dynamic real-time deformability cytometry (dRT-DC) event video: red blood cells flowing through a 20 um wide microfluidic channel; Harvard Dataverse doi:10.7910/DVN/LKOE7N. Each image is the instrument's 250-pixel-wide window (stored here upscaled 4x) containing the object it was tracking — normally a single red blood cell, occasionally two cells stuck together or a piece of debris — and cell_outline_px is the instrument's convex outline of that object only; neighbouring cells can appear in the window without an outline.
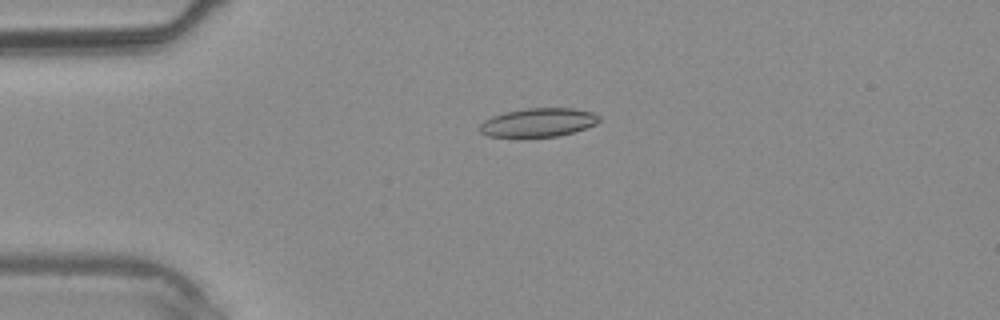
{"species": "common noctule bat (a hibernating species)", "species_latin": "Nyctalus noctula", "temperature_condition": "warm", "stored_images_in_passage": 38, "camera_frame_rate_fps": 3000, "um_per_image_px": 0.085, "animal": {"sex": "male", "body_mass_g": 20.4}, "frame": {"image": 1, "passage_image": 9, "time_ms": 2.667, "image_size_px": [1000, 320], "cell_outline_px": [[600, 120], [596, 124], [560, 136], [520, 140], [488, 136], [480, 132], [480, 124], [484, 120], [492, 116], [504, 112], [524, 108], [572, 108], [592, 112], [600, 116]], "centroid_in_image_um": [45.69, 10.45], "position_along_channel_um": 39.3, "area_um2": 20.81}}
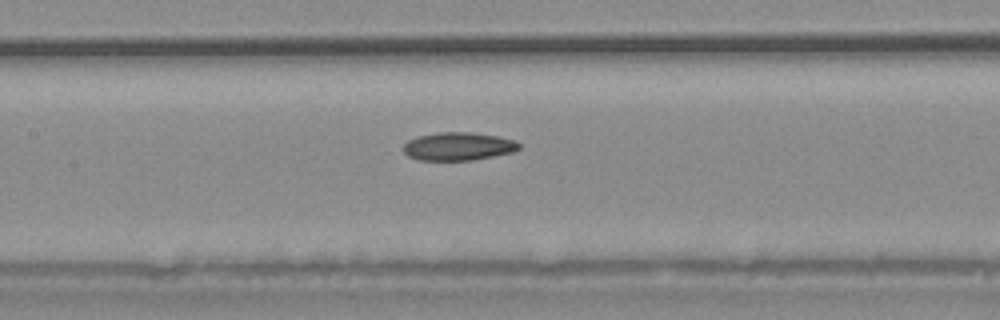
{"frame": {"image": 2, "passage_image": 18, "time_ms": 5.667, "image_size_px": [1000, 320], "cell_outline_px": [[520, 148], [512, 152], [472, 160], [420, 160], [408, 156], [404, 152], [404, 144], [408, 140], [416, 136], [440, 132], [468, 132], [496, 136], [516, 140], [520, 144]], "centroid_in_image_um": [38.94, 12.44], "position_along_channel_um": 168.5, "area_um2": 18.84}}
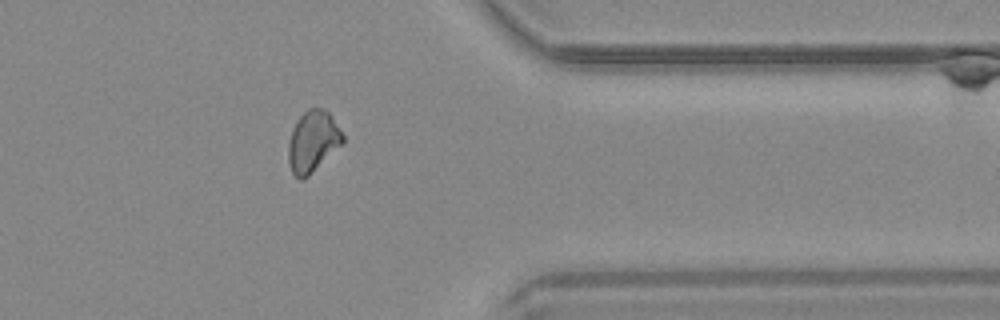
{"frame": {"image": 3, "passage_image": 31, "time_ms": 10.0, "image_size_px": [1000, 320], "cell_outline_px": [[344, 144], [304, 180], [300, 180], [292, 172], [288, 160], [288, 144], [292, 128], [296, 120], [308, 108], [320, 108], [328, 112], [344, 136]], "centroid_in_image_um": [26.59, 12.05], "position_along_channel_um": 384.8, "area_um2": 19.54}}